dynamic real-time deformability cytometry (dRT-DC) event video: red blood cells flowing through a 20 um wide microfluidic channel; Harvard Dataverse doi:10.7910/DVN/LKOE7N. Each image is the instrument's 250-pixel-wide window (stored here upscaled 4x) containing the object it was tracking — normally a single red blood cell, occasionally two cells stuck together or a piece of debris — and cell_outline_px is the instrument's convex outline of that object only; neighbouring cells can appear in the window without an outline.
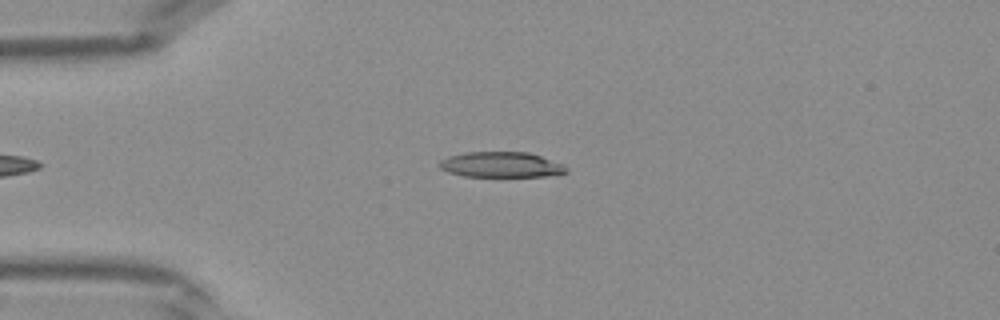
{"species": "Egyptian fruit bat (a non-hibernating species)", "species_latin": "Rousettus aegyptiacus", "temperature_condition": "warm", "stored_images_in_passage": 32, "camera_frame_rate_fps": 3000, "um_per_image_px": 0.085, "frame": {"image": 1, "passage_image": 4, "time_ms": 1.0, "image_size_px": [1000, 320], "cell_outline_px": [[568, 172], [544, 176], [464, 176], [448, 172], [440, 168], [436, 164], [440, 160], [448, 156], [464, 152], [528, 152], [564, 164], [568, 168]], "centroid_in_image_um": [42.56, 13.99], "position_along_channel_um": 42.4, "area_um2": 18.84}}
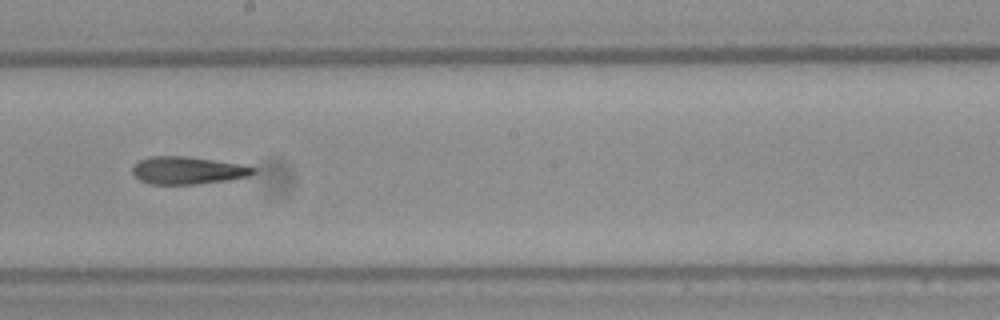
{"frame": {"image": 2, "passage_image": 17, "time_ms": 5.333, "image_size_px": [1000, 320], "cell_outline_px": [[256, 172], [248, 176], [228, 180], [196, 184], [148, 184], [140, 180], [132, 172], [132, 168], [140, 160], [152, 156], [184, 156], [240, 164], [256, 168]], "centroid_in_image_um": [15.95, 14.49], "position_along_channel_um": 232.3, "area_um2": 19.19}}
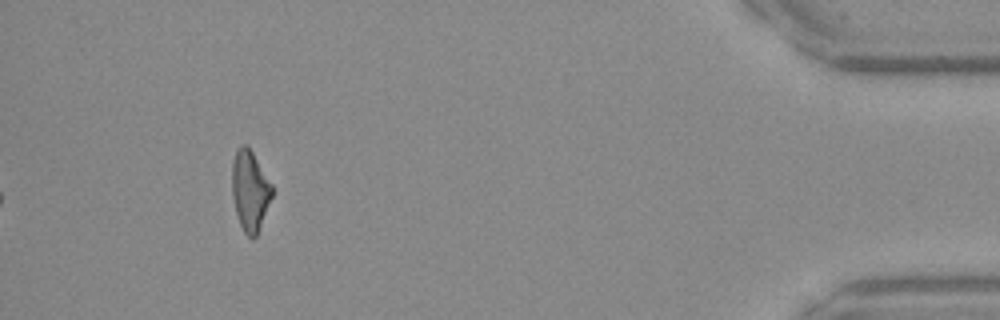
{"frame": {"image": 3, "passage_image": 32, "time_ms": 10.333, "image_size_px": [1000, 320], "cell_outline_px": [[272, 196], [256, 236], [252, 240], [244, 232], [240, 224], [236, 212], [232, 196], [232, 160], [236, 148], [240, 144], [248, 144], [272, 184]], "centroid_in_image_um": [21.23, 16.14], "position_along_channel_um": 414.0, "area_um2": 18.84}}